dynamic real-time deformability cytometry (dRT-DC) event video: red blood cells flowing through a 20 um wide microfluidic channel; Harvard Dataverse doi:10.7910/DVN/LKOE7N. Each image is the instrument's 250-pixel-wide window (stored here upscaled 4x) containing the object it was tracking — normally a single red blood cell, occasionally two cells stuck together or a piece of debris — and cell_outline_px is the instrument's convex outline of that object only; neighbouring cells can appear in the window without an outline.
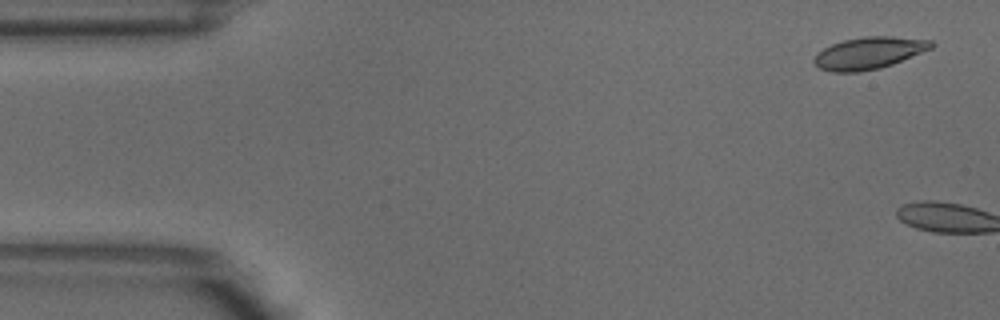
{"species": "common noctule bat (a hibernating species)", "species_latin": "Nyctalus noctula", "temperature_condition": "warm", "stored_images_in_passage": 3, "camera_frame_rate_fps": 3000, "um_per_image_px": 0.085, "animal": {"sex": "male", "body_mass_g": 18.8}, "frame": {"image": 1, "passage_image": 1, "time_ms": 0.0, "image_size_px": [1000, 320], "cell_outline_px": [[936, 44], [932, 48], [892, 64], [880, 68], [860, 72], [832, 72], [820, 68], [812, 60], [816, 52], [832, 44], [844, 40], [864, 36], [892, 36], [932, 40]], "centroid_in_image_um": [73.86, 4.5], "position_along_channel_um": 11.1, "area_um2": 21.91}}